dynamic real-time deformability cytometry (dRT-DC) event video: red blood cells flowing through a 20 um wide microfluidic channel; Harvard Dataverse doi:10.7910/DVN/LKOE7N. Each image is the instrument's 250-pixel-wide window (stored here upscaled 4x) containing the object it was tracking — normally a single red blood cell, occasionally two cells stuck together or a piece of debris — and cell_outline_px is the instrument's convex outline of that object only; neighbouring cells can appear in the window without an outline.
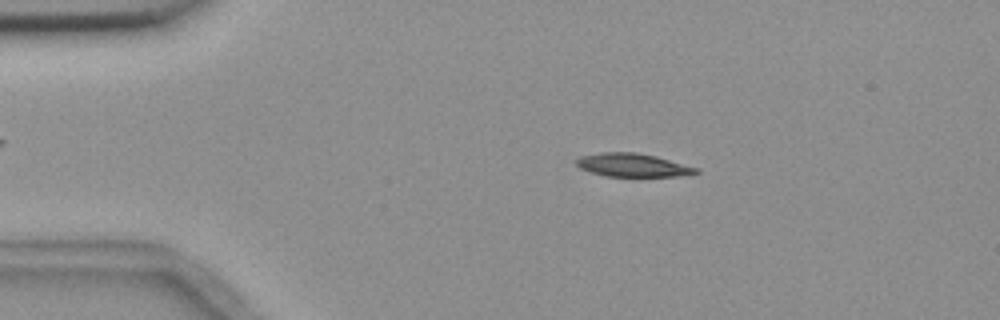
{"species": "common noctule bat (a hibernating species)", "species_latin": "Nyctalus noctula", "temperature_condition": "room temperature", "stored_images_in_passage": 6, "camera_frame_rate_fps": 3000, "um_per_image_px": 0.085, "animal": {"sex": "female", "body_mass_g": 18.4}, "frame": {"image": 1, "passage_image": 2, "time_ms": 1.333, "image_size_px": [1000, 320], "cell_outline_px": [[700, 172], [676, 176], [604, 176], [580, 168], [576, 164], [576, 160], [580, 156], [600, 152], [636, 152], [656, 156], [700, 168]], "centroid_in_image_um": [53.78, 14.02], "position_along_channel_um": 31.2, "area_um2": 16.24}}
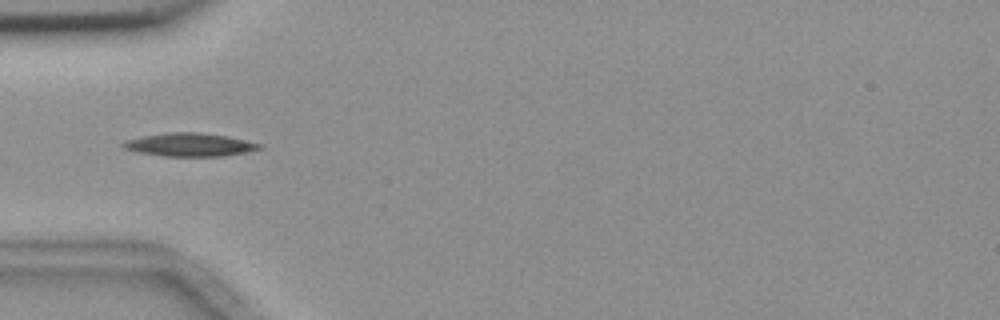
{"frame": {"image": 2, "passage_image": 4, "time_ms": 3.667, "image_size_px": [1000, 320], "cell_outline_px": [[264, 148], [248, 152], [224, 156], [164, 156], [136, 152], [124, 148], [120, 144], [124, 140], [144, 136], [168, 132], [200, 132], [228, 136], [264, 144]], "centroid_in_image_um": [16.17, 12.3], "position_along_channel_um": 68.8, "area_um2": 18.73}}
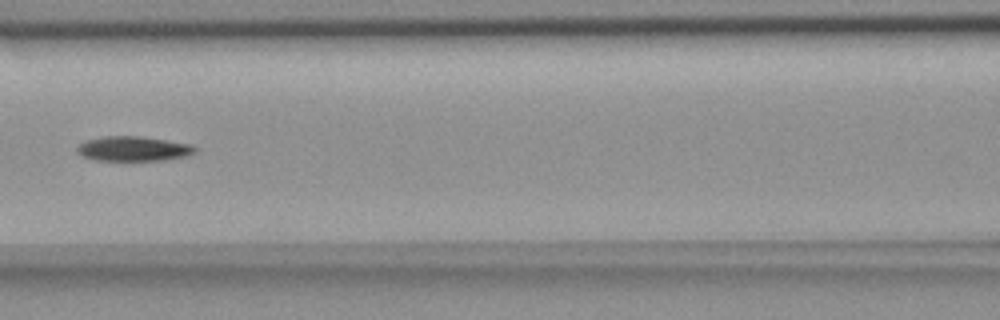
{"frame": {"image": 3, "passage_image": 6, "time_ms": 6.0, "image_size_px": [1000, 320], "cell_outline_px": [[196, 152], [184, 156], [164, 160], [96, 160], [80, 156], [76, 152], [76, 148], [80, 144], [88, 140], [104, 136], [136, 136], [164, 140], [188, 144], [196, 148]], "centroid_in_image_um": [11.27, 12.65], "position_along_channel_um": 155.3, "area_um2": 16.7}}